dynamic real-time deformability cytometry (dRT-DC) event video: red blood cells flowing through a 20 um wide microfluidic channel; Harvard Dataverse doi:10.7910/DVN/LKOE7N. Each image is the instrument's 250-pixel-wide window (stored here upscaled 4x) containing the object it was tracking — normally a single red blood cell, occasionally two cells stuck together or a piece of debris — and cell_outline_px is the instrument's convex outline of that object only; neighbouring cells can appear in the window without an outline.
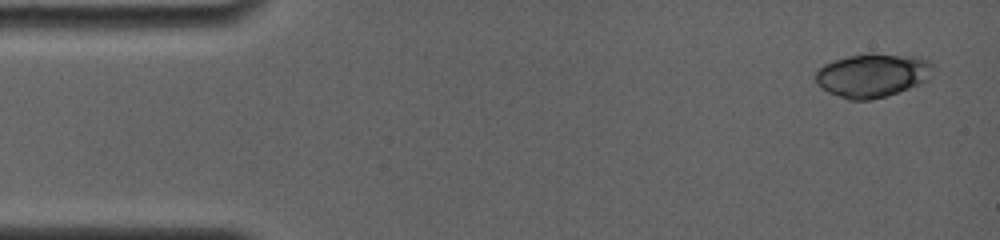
{"species": "common noctule bat (a hibernating species)", "species_latin": "Nyctalus noctula", "temperature_condition": "room temperature", "stored_images_in_passage": 6, "camera_frame_rate_fps": 4000, "um_per_image_px": 0.085, "animal": {"sex": "female", "body_mass_g": 19.0, "forearm_length_mm": 56.7}, "frame": {"image": 1, "passage_image": 1, "time_ms": 0.0, "image_size_px": [1000, 240], "cell_outline_px": [[928, 80], [920, 84], [872, 100], [848, 100], [828, 92], [820, 88], [816, 84], [816, 68], [824, 64], [848, 56], [868, 52], [872, 52], [920, 56], [928, 64]], "centroid_in_image_um": [74.07, 6.39], "position_along_channel_um": 10.9, "area_um2": 29.82}}
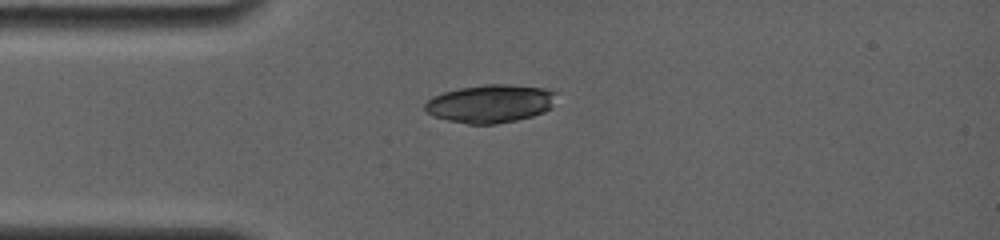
{"frame": {"image": 2, "passage_image": 5, "time_ms": 3.25, "image_size_px": [1000, 240], "cell_outline_px": [[556, 92], [552, 108], [544, 112], [532, 116], [516, 120], [496, 124], [468, 124], [448, 120], [432, 116], [424, 108], [424, 104], [428, 100], [444, 92], [460, 88], [488, 84], [508, 84], [544, 88]], "centroid_in_image_um": [41.7, 8.81], "position_along_channel_um": 43.3, "area_um2": 29.07}}